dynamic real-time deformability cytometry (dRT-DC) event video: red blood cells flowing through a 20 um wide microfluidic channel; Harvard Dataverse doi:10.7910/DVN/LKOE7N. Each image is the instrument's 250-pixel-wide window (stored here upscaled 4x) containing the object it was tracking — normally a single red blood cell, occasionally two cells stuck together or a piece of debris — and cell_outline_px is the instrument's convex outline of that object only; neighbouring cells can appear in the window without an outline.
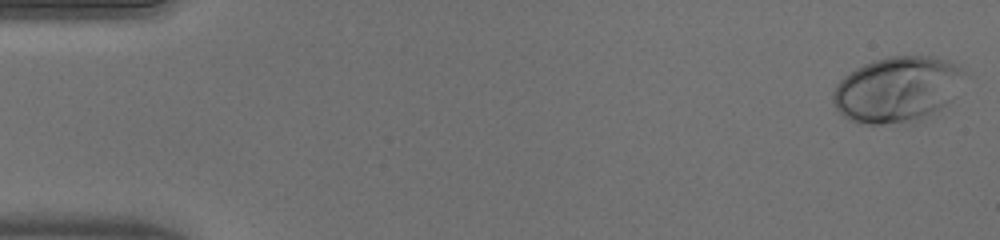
{"species": "human", "species_latin": "Homo sapiens", "temperature_condition": "warm", "stored_images_in_passage": 51, "camera_frame_rate_fps": 3000, "um_per_image_px": 0.085, "donor": {"sex": "male"}, "frame": {"image": 1, "passage_image": 1, "time_ms": 0.0, "image_size_px": [1000, 240], "cell_outline_px": [[964, 76], [956, 96], [948, 104], [928, 116], [920, 120], [880, 124], [868, 124], [852, 120], [844, 116], [836, 108], [832, 100], [832, 92], [836, 84], [848, 72], [872, 60], [888, 56], [932, 56], [956, 64], [964, 72]], "centroid_in_image_um": [76.26, 7.58], "position_along_channel_um": 8.7, "area_um2": 50.29}}
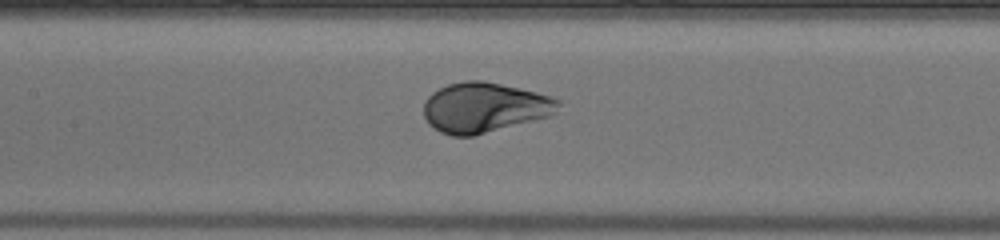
{"frame": {"image": 2, "passage_image": 24, "time_ms": 7.667, "image_size_px": [1000, 240], "cell_outline_px": [[560, 104], [556, 112], [548, 116], [472, 136], [452, 136], [440, 132], [432, 128], [428, 124], [424, 116], [424, 104], [428, 96], [432, 92], [448, 84], [464, 80], [484, 80], [520, 88], [552, 96], [560, 100]], "centroid_in_image_um": [41.15, 9.12], "position_along_channel_um": 166.3, "area_um2": 39.19}}
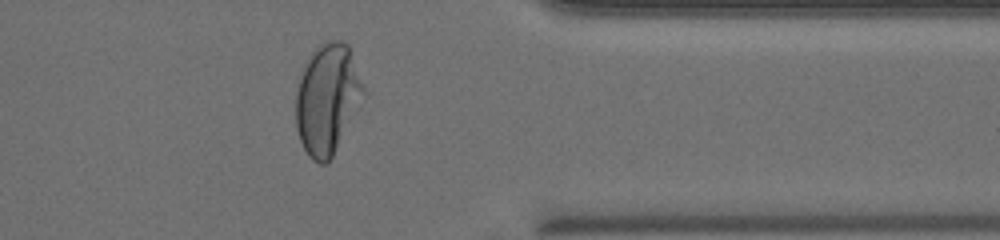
{"frame": {"image": 3, "passage_image": 41, "time_ms": 13.333, "image_size_px": [1000, 240], "cell_outline_px": [[368, 92], [328, 164], [320, 164], [312, 160], [308, 156], [300, 140], [296, 128], [296, 92], [300, 76], [304, 64], [312, 52], [324, 40], [340, 40], [348, 44]], "centroid_in_image_um": [27.86, 8.4], "position_along_channel_um": 383.5, "area_um2": 44.16}}